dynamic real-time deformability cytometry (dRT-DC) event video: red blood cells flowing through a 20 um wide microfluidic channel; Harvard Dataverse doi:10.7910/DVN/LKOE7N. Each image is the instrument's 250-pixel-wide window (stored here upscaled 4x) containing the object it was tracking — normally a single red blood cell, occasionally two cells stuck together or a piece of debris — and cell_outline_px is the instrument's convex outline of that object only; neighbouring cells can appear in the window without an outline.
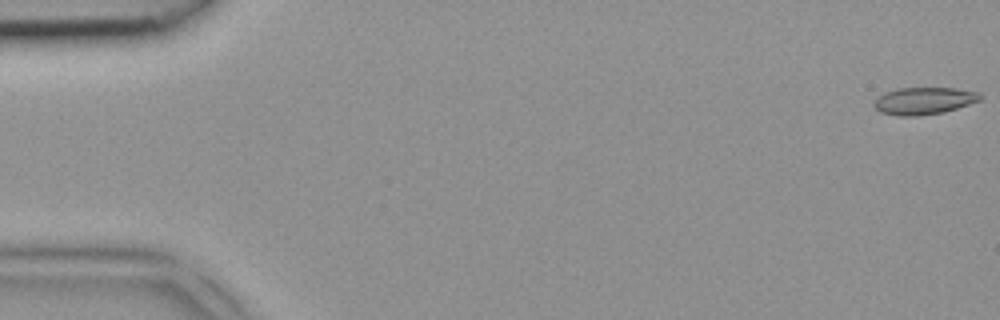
{"species": "common noctule bat (a hibernating species)", "species_latin": "Nyctalus noctula", "temperature_condition": "room temperature", "stored_images_in_passage": 7, "camera_frame_rate_fps": 3000, "um_per_image_px": 0.085, "animal": {"sex": "female", "body_mass_g": 18.4}, "frame": {"image": 1, "passage_image": 1, "time_ms": 0.0, "image_size_px": [1000, 320], "cell_outline_px": [[984, 96], [980, 100], [944, 112], [916, 116], [896, 116], [880, 112], [872, 104], [884, 92], [896, 88], [956, 88], [980, 92]], "centroid_in_image_um": [78.54, 8.56], "position_along_channel_um": 6.5, "area_um2": 16.88}}
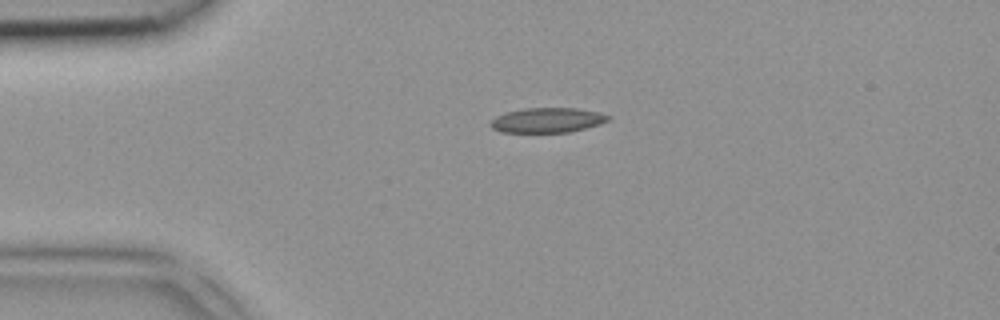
{"frame": {"image": 2, "passage_image": 4, "time_ms": 1.0, "image_size_px": [1000, 320], "cell_outline_px": [[612, 120], [600, 124], [568, 132], [500, 132], [492, 128], [488, 124], [496, 116], [504, 112], [524, 108], [576, 108], [596, 112], [612, 116]], "centroid_in_image_um": [46.51, 10.21], "position_along_channel_um": 38.5, "area_um2": 17.11}}
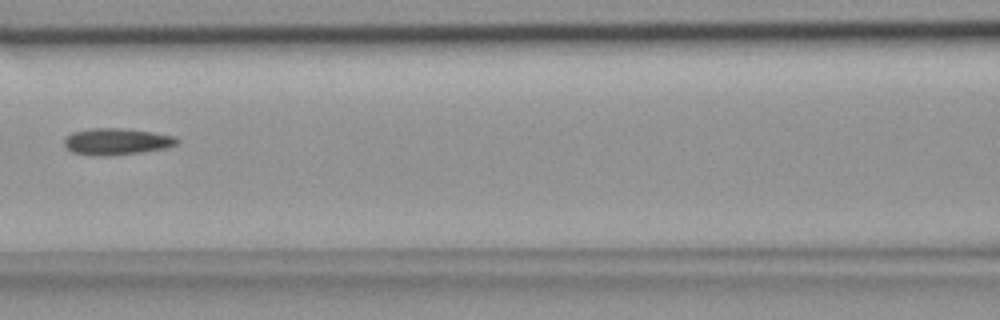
{"frame": {"image": 3, "passage_image": 7, "time_ms": 2.0, "image_size_px": [1000, 320], "cell_outline_px": [[180, 140], [176, 144], [168, 148], [112, 156], [92, 156], [72, 152], [64, 144], [64, 140], [72, 132], [92, 128], [116, 128], [152, 132], [176, 136]], "centroid_in_image_um": [9.93, 12.04], "position_along_channel_um": 156.7, "area_um2": 17.51}}